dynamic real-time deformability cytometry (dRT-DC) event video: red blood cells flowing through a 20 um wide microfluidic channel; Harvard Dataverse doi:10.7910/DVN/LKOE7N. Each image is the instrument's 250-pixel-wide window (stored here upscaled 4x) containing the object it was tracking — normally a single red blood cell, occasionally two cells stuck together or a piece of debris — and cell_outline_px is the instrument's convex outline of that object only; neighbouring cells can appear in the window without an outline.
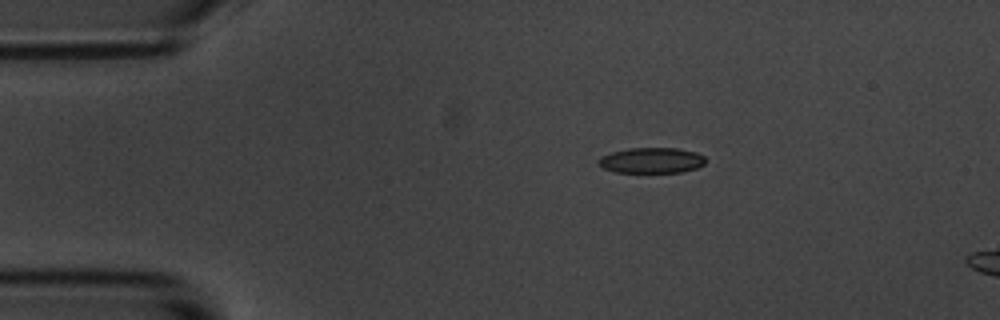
{"species": "common noctule bat (a hibernating species)", "species_latin": "Nyctalus noctula", "temperature_condition": "room temperature", "stored_images_in_passage": 3, "camera_frame_rate_fps": 3000, "um_per_image_px": 0.085, "animal": {"sex": "male", "body_mass_g": 20.1, "forearm_length_mm": 53.5}, "frame": {"image": 1, "passage_image": 1, "time_ms": 0.0, "image_size_px": [1000, 320], "cell_outline_px": [[704, 164], [696, 168], [680, 172], [616, 172], [604, 168], [596, 160], [600, 156], [612, 152], [628, 148], [676, 148], [696, 152], [704, 156]], "centroid_in_image_um": [55.36, 13.62], "position_along_channel_um": 29.6, "area_um2": 15.84}}